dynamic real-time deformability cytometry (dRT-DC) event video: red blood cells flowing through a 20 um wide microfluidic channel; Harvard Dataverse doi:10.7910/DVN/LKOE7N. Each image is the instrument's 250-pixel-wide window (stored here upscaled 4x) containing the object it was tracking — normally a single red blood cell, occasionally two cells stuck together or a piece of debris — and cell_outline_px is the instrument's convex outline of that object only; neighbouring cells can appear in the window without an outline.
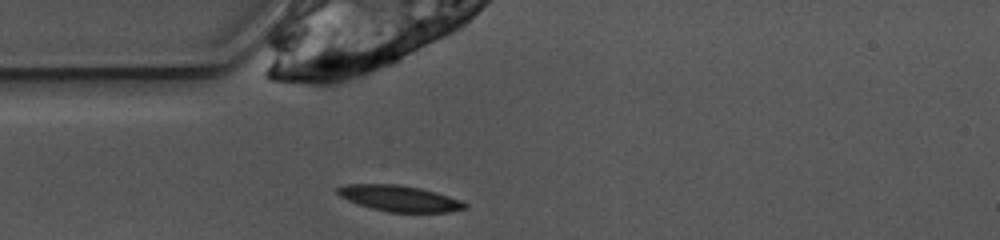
{"species": "common noctule bat (a hibernating species)", "species_latin": "Nyctalus noctula", "temperature_condition": "warm", "stored_images_in_passage": 39, "camera_frame_rate_fps": 3000, "um_per_image_px": 0.085, "animal": {"sex": "female", "body_mass_g": 10.0, "forearm_length_mm": 53.1}, "frame": {"image": 1, "passage_image": 1, "time_ms": 0.0, "image_size_px": [1000, 240], "cell_outline_px": [[468, 204], [464, 208], [448, 212], [388, 212], [372, 208], [348, 200], [340, 196], [336, 192], [336, 188], [344, 184], [400, 184], [420, 188], [436, 192], [460, 200]], "centroid_in_image_um": [33.93, 16.85], "position_along_channel_um": 51.1, "area_um2": 19.13}}
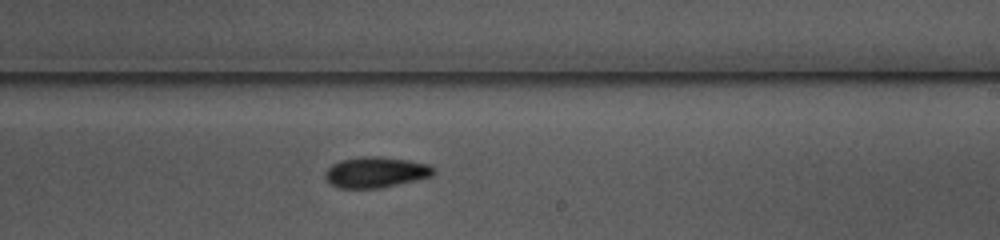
{"frame": {"image": 2, "passage_image": 17, "time_ms": 5.333, "image_size_px": [1000, 240], "cell_outline_px": [[436, 172], [432, 176], [416, 180], [380, 188], [336, 188], [328, 184], [324, 176], [328, 168], [332, 164], [340, 160], [360, 156], [380, 156], [408, 160], [432, 164]], "centroid_in_image_um": [31.94, 14.64], "position_along_channel_um": 257.1, "area_um2": 19.77}}
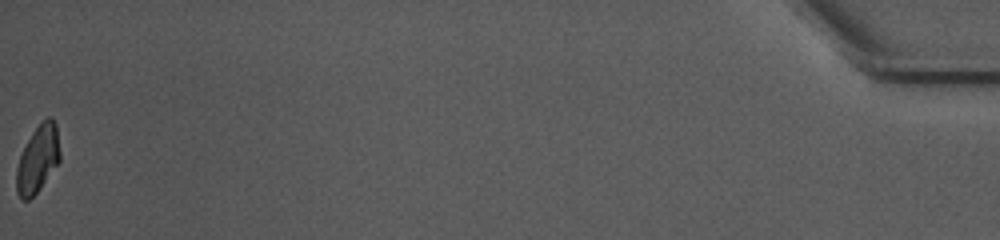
{"frame": {"image": 3, "passage_image": 39, "time_ms": 12.667, "image_size_px": [1000, 240], "cell_outline_px": [[60, 160], [36, 192], [28, 200], [20, 200], [16, 192], [16, 168], [20, 156], [32, 132], [48, 116], [52, 116], [56, 124], [60, 152]], "centroid_in_image_um": [3.2, 13.52], "position_along_channel_um": 432.0, "area_um2": 16.76}, "authors_computed_cell_mechanics": {"area_um2": 18.6116, "velocity_mm_per_s": 3.9019, "shape_relaxation_time_tau1_ms": 2.9679, "shape_relaxation_time_tau2_ms": 9.2069, "deformation_change_tau1": 0.1304, "deformation_change_tau2": 0.1499}}